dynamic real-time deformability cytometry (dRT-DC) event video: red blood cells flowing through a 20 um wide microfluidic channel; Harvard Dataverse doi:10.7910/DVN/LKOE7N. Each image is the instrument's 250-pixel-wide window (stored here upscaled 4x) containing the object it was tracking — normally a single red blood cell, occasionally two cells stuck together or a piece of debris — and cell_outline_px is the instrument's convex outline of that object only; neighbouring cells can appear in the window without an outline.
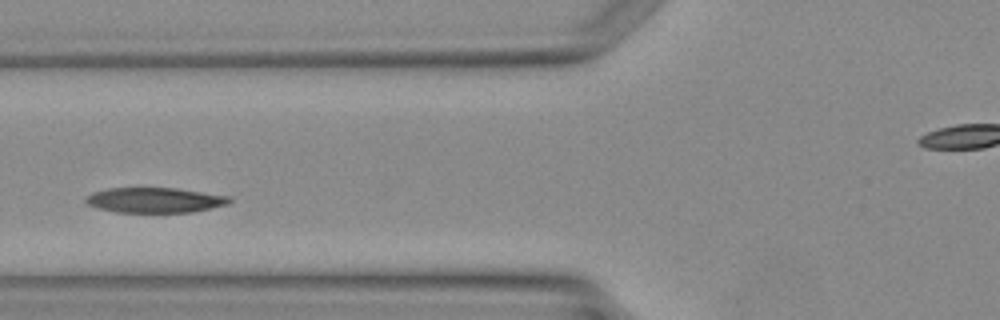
{"species": "Egyptian fruit bat (a non-hibernating species)", "species_latin": "Rousettus aegyptiacus", "temperature_condition": "warm", "stored_images_in_passage": 2, "camera_frame_rate_fps": 3000, "um_per_image_px": 0.085, "animal": {"sex": "female"}, "frame": {"image": 1, "passage_image": 2, "time_ms": 1.0, "image_size_px": [1000, 320], "cell_outline_px": [[232, 200], [228, 204], [212, 208], [192, 212], [116, 212], [96, 208], [88, 204], [84, 200], [92, 192], [108, 188], [176, 188], [232, 196]], "centroid_in_image_um": [13.18, 17.01], "position_along_channel_um": 112.6, "area_um2": 21.15}}